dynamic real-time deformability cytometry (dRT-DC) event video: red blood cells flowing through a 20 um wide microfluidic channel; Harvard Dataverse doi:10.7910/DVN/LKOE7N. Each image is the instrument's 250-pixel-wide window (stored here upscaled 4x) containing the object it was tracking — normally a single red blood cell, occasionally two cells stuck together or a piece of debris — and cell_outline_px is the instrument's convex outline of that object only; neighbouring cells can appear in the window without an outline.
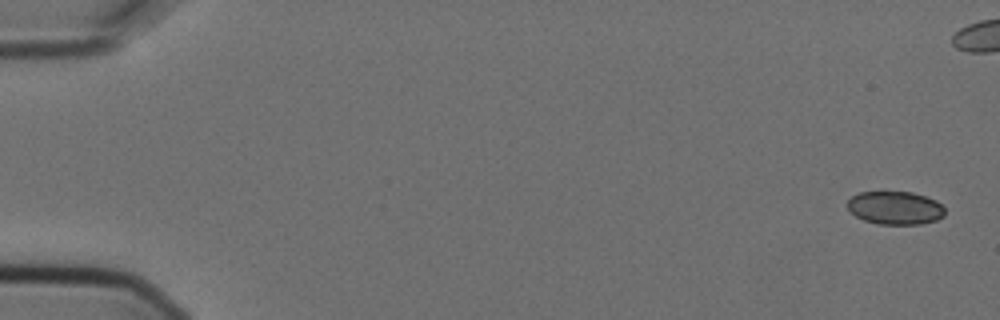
{"species": "Egyptian fruit bat (a non-hibernating species)", "species_latin": "Rousettus aegyptiacus", "temperature_condition": "cold", "stored_images_in_passage": 8, "camera_frame_rate_fps": 3000, "um_per_image_px": 0.085, "animal": {"sex": "female"}, "frame": {"image": 1, "passage_image": 1, "time_ms": 0.0, "image_size_px": [1000, 320], "cell_outline_px": [[944, 216], [936, 220], [920, 224], [876, 224], [864, 220], [856, 216], [848, 208], [848, 200], [852, 196], [860, 192], [912, 192], [936, 200], [944, 208]], "centroid_in_image_um": [76.09, 17.67], "position_along_channel_um": 8.9, "area_um2": 18.73}}
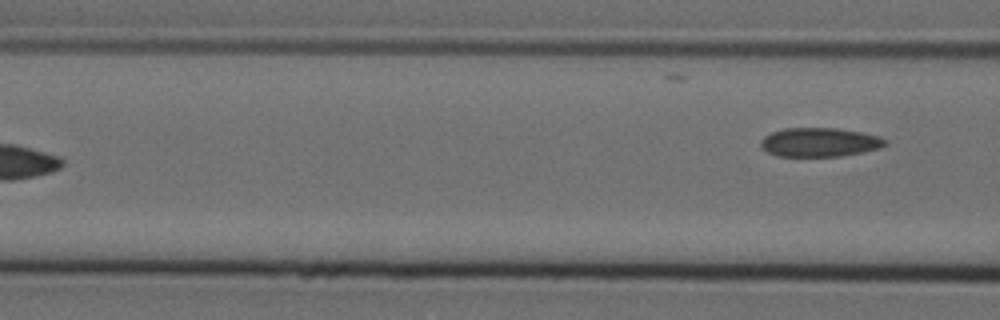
{"frame": {"image": 2, "passage_image": 8, "time_ms": 2.333, "image_size_px": [1000, 320], "cell_outline_px": [[888, 144], [880, 148], [864, 152], [840, 156], [776, 156], [760, 148], [760, 140], [764, 136], [772, 132], [784, 128], [836, 128], [860, 132], [880, 136], [888, 140]], "centroid_in_image_um": [69.67, 12.09], "position_along_channel_um": 96.9, "area_um2": 21.21}}